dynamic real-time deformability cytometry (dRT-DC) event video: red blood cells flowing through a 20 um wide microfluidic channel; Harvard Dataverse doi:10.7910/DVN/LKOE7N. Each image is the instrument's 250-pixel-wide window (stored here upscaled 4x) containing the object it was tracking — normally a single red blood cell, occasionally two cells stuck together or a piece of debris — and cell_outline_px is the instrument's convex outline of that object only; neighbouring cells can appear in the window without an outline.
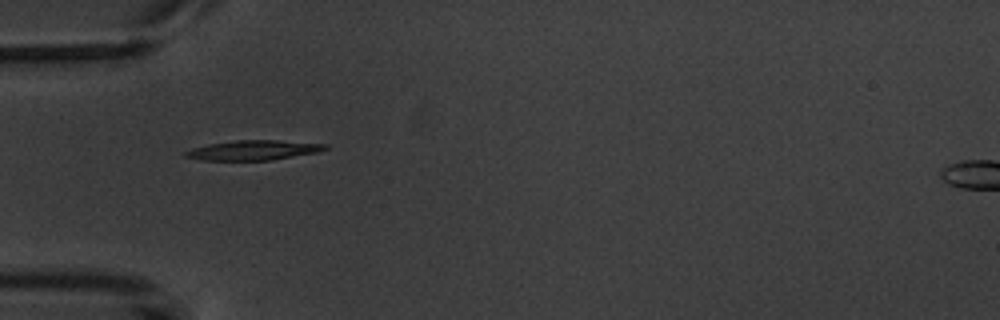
{"species": "common noctule bat (a hibernating species)", "species_latin": "Nyctalus noctula", "temperature_condition": "warm", "stored_images_in_passage": 6, "camera_frame_rate_fps": 3000, "um_per_image_px": 0.085, "animal": {"sex": "male", "body_mass_g": 20.1, "forearm_length_mm": 53.5}, "frame": {"image": 1, "passage_image": 5, "time_ms": 5.667, "image_size_px": [1000, 320], "cell_outline_px": [[328, 148], [316, 152], [272, 160], [200, 160], [184, 156], [184, 152], [192, 148], [208, 144], [236, 140], [276, 140], [328, 144]], "centroid_in_image_um": [21.51, 12.76], "position_along_channel_um": 63.5, "area_um2": 16.01}}